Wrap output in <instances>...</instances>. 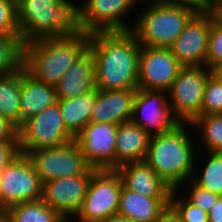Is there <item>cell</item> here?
Masks as SVG:
<instances>
[{"instance_id": "cell-1", "label": "cell", "mask_w": 222, "mask_h": 222, "mask_svg": "<svg viewBox=\"0 0 222 222\" xmlns=\"http://www.w3.org/2000/svg\"><path fill=\"white\" fill-rule=\"evenodd\" d=\"M88 48L97 90L138 89L141 44L130 30L91 33Z\"/></svg>"}, {"instance_id": "cell-2", "label": "cell", "mask_w": 222, "mask_h": 222, "mask_svg": "<svg viewBox=\"0 0 222 222\" xmlns=\"http://www.w3.org/2000/svg\"><path fill=\"white\" fill-rule=\"evenodd\" d=\"M16 10L19 32L27 42L85 33L80 5L69 0H19Z\"/></svg>"}, {"instance_id": "cell-3", "label": "cell", "mask_w": 222, "mask_h": 222, "mask_svg": "<svg viewBox=\"0 0 222 222\" xmlns=\"http://www.w3.org/2000/svg\"><path fill=\"white\" fill-rule=\"evenodd\" d=\"M187 125L179 123L167 132L151 136L144 160L173 190L180 189L187 180L190 183L197 174L194 172L196 151L185 129Z\"/></svg>"}, {"instance_id": "cell-4", "label": "cell", "mask_w": 222, "mask_h": 222, "mask_svg": "<svg viewBox=\"0 0 222 222\" xmlns=\"http://www.w3.org/2000/svg\"><path fill=\"white\" fill-rule=\"evenodd\" d=\"M89 34L40 38L27 42L25 71L36 80L56 86L87 49Z\"/></svg>"}, {"instance_id": "cell-5", "label": "cell", "mask_w": 222, "mask_h": 222, "mask_svg": "<svg viewBox=\"0 0 222 222\" xmlns=\"http://www.w3.org/2000/svg\"><path fill=\"white\" fill-rule=\"evenodd\" d=\"M151 1L130 31L141 46L169 48L198 9L188 4Z\"/></svg>"}, {"instance_id": "cell-6", "label": "cell", "mask_w": 222, "mask_h": 222, "mask_svg": "<svg viewBox=\"0 0 222 222\" xmlns=\"http://www.w3.org/2000/svg\"><path fill=\"white\" fill-rule=\"evenodd\" d=\"M122 188V180L116 169H93L84 202L73 220L103 222L117 214Z\"/></svg>"}, {"instance_id": "cell-7", "label": "cell", "mask_w": 222, "mask_h": 222, "mask_svg": "<svg viewBox=\"0 0 222 222\" xmlns=\"http://www.w3.org/2000/svg\"><path fill=\"white\" fill-rule=\"evenodd\" d=\"M212 73L207 66L182 67L178 72L167 96L180 123H192L201 116L205 85Z\"/></svg>"}, {"instance_id": "cell-8", "label": "cell", "mask_w": 222, "mask_h": 222, "mask_svg": "<svg viewBox=\"0 0 222 222\" xmlns=\"http://www.w3.org/2000/svg\"><path fill=\"white\" fill-rule=\"evenodd\" d=\"M75 140L67 130L58 101L29 118L19 128L20 151L60 147Z\"/></svg>"}, {"instance_id": "cell-9", "label": "cell", "mask_w": 222, "mask_h": 222, "mask_svg": "<svg viewBox=\"0 0 222 222\" xmlns=\"http://www.w3.org/2000/svg\"><path fill=\"white\" fill-rule=\"evenodd\" d=\"M42 183L53 179L86 175L92 167L74 140L60 147L26 151Z\"/></svg>"}, {"instance_id": "cell-10", "label": "cell", "mask_w": 222, "mask_h": 222, "mask_svg": "<svg viewBox=\"0 0 222 222\" xmlns=\"http://www.w3.org/2000/svg\"><path fill=\"white\" fill-rule=\"evenodd\" d=\"M43 183L25 154L0 172L1 208L42 199Z\"/></svg>"}, {"instance_id": "cell-11", "label": "cell", "mask_w": 222, "mask_h": 222, "mask_svg": "<svg viewBox=\"0 0 222 222\" xmlns=\"http://www.w3.org/2000/svg\"><path fill=\"white\" fill-rule=\"evenodd\" d=\"M182 67L170 48L141 46L138 89L168 92Z\"/></svg>"}, {"instance_id": "cell-12", "label": "cell", "mask_w": 222, "mask_h": 222, "mask_svg": "<svg viewBox=\"0 0 222 222\" xmlns=\"http://www.w3.org/2000/svg\"><path fill=\"white\" fill-rule=\"evenodd\" d=\"M166 95L168 93L165 91L145 89L136 91L131 121L150 136L167 132L180 123L174 117Z\"/></svg>"}, {"instance_id": "cell-13", "label": "cell", "mask_w": 222, "mask_h": 222, "mask_svg": "<svg viewBox=\"0 0 222 222\" xmlns=\"http://www.w3.org/2000/svg\"><path fill=\"white\" fill-rule=\"evenodd\" d=\"M211 12L197 11L169 47L183 67L206 66Z\"/></svg>"}, {"instance_id": "cell-14", "label": "cell", "mask_w": 222, "mask_h": 222, "mask_svg": "<svg viewBox=\"0 0 222 222\" xmlns=\"http://www.w3.org/2000/svg\"><path fill=\"white\" fill-rule=\"evenodd\" d=\"M92 175L93 168L86 175L62 177L43 183L42 200L65 220L73 219L82 207Z\"/></svg>"}, {"instance_id": "cell-15", "label": "cell", "mask_w": 222, "mask_h": 222, "mask_svg": "<svg viewBox=\"0 0 222 222\" xmlns=\"http://www.w3.org/2000/svg\"><path fill=\"white\" fill-rule=\"evenodd\" d=\"M137 1L139 0H86L80 5L84 31L91 34L131 30L133 25L128 26L123 16L129 14L128 11L132 10Z\"/></svg>"}, {"instance_id": "cell-16", "label": "cell", "mask_w": 222, "mask_h": 222, "mask_svg": "<svg viewBox=\"0 0 222 222\" xmlns=\"http://www.w3.org/2000/svg\"><path fill=\"white\" fill-rule=\"evenodd\" d=\"M117 129V124L89 122L75 138L93 169H115Z\"/></svg>"}, {"instance_id": "cell-17", "label": "cell", "mask_w": 222, "mask_h": 222, "mask_svg": "<svg viewBox=\"0 0 222 222\" xmlns=\"http://www.w3.org/2000/svg\"><path fill=\"white\" fill-rule=\"evenodd\" d=\"M137 89L104 91L96 89L90 122L121 124L131 121Z\"/></svg>"}, {"instance_id": "cell-18", "label": "cell", "mask_w": 222, "mask_h": 222, "mask_svg": "<svg viewBox=\"0 0 222 222\" xmlns=\"http://www.w3.org/2000/svg\"><path fill=\"white\" fill-rule=\"evenodd\" d=\"M57 100L72 99L96 90L94 58L88 48L57 83Z\"/></svg>"}, {"instance_id": "cell-19", "label": "cell", "mask_w": 222, "mask_h": 222, "mask_svg": "<svg viewBox=\"0 0 222 222\" xmlns=\"http://www.w3.org/2000/svg\"><path fill=\"white\" fill-rule=\"evenodd\" d=\"M123 186L149 197H170L172 188L143 160L116 169Z\"/></svg>"}, {"instance_id": "cell-20", "label": "cell", "mask_w": 222, "mask_h": 222, "mask_svg": "<svg viewBox=\"0 0 222 222\" xmlns=\"http://www.w3.org/2000/svg\"><path fill=\"white\" fill-rule=\"evenodd\" d=\"M151 136L132 121L118 125L115 145V169L145 160Z\"/></svg>"}, {"instance_id": "cell-21", "label": "cell", "mask_w": 222, "mask_h": 222, "mask_svg": "<svg viewBox=\"0 0 222 222\" xmlns=\"http://www.w3.org/2000/svg\"><path fill=\"white\" fill-rule=\"evenodd\" d=\"M57 102L56 87L33 78L22 71L20 127L29 118Z\"/></svg>"}, {"instance_id": "cell-22", "label": "cell", "mask_w": 222, "mask_h": 222, "mask_svg": "<svg viewBox=\"0 0 222 222\" xmlns=\"http://www.w3.org/2000/svg\"><path fill=\"white\" fill-rule=\"evenodd\" d=\"M168 204L170 197H149L123 186L117 213L133 222H154Z\"/></svg>"}, {"instance_id": "cell-23", "label": "cell", "mask_w": 222, "mask_h": 222, "mask_svg": "<svg viewBox=\"0 0 222 222\" xmlns=\"http://www.w3.org/2000/svg\"><path fill=\"white\" fill-rule=\"evenodd\" d=\"M96 90L72 99L57 100L67 130L76 138L90 122Z\"/></svg>"}, {"instance_id": "cell-24", "label": "cell", "mask_w": 222, "mask_h": 222, "mask_svg": "<svg viewBox=\"0 0 222 222\" xmlns=\"http://www.w3.org/2000/svg\"><path fill=\"white\" fill-rule=\"evenodd\" d=\"M27 41L20 32L0 36V78L25 70Z\"/></svg>"}, {"instance_id": "cell-25", "label": "cell", "mask_w": 222, "mask_h": 222, "mask_svg": "<svg viewBox=\"0 0 222 222\" xmlns=\"http://www.w3.org/2000/svg\"><path fill=\"white\" fill-rule=\"evenodd\" d=\"M22 71L0 78V115L20 128Z\"/></svg>"}, {"instance_id": "cell-26", "label": "cell", "mask_w": 222, "mask_h": 222, "mask_svg": "<svg viewBox=\"0 0 222 222\" xmlns=\"http://www.w3.org/2000/svg\"><path fill=\"white\" fill-rule=\"evenodd\" d=\"M12 222H65L42 199L18 203L5 210Z\"/></svg>"}, {"instance_id": "cell-27", "label": "cell", "mask_w": 222, "mask_h": 222, "mask_svg": "<svg viewBox=\"0 0 222 222\" xmlns=\"http://www.w3.org/2000/svg\"><path fill=\"white\" fill-rule=\"evenodd\" d=\"M200 131L203 145L207 148V152L222 153V113L201 115L197 117L187 127Z\"/></svg>"}, {"instance_id": "cell-28", "label": "cell", "mask_w": 222, "mask_h": 222, "mask_svg": "<svg viewBox=\"0 0 222 222\" xmlns=\"http://www.w3.org/2000/svg\"><path fill=\"white\" fill-rule=\"evenodd\" d=\"M208 158L199 176H192V181L212 193L222 196V153L207 152Z\"/></svg>"}, {"instance_id": "cell-29", "label": "cell", "mask_w": 222, "mask_h": 222, "mask_svg": "<svg viewBox=\"0 0 222 222\" xmlns=\"http://www.w3.org/2000/svg\"><path fill=\"white\" fill-rule=\"evenodd\" d=\"M206 66L214 73L222 68V23L211 12V30L208 36Z\"/></svg>"}, {"instance_id": "cell-30", "label": "cell", "mask_w": 222, "mask_h": 222, "mask_svg": "<svg viewBox=\"0 0 222 222\" xmlns=\"http://www.w3.org/2000/svg\"><path fill=\"white\" fill-rule=\"evenodd\" d=\"M218 113H222V81L212 73L205 85L201 115Z\"/></svg>"}, {"instance_id": "cell-31", "label": "cell", "mask_w": 222, "mask_h": 222, "mask_svg": "<svg viewBox=\"0 0 222 222\" xmlns=\"http://www.w3.org/2000/svg\"><path fill=\"white\" fill-rule=\"evenodd\" d=\"M178 189H174L170 195V204L180 214L182 222H209L208 213L198 206L192 204L186 197L181 199L176 194Z\"/></svg>"}, {"instance_id": "cell-32", "label": "cell", "mask_w": 222, "mask_h": 222, "mask_svg": "<svg viewBox=\"0 0 222 222\" xmlns=\"http://www.w3.org/2000/svg\"><path fill=\"white\" fill-rule=\"evenodd\" d=\"M19 32L16 2L0 0V36Z\"/></svg>"}, {"instance_id": "cell-33", "label": "cell", "mask_w": 222, "mask_h": 222, "mask_svg": "<svg viewBox=\"0 0 222 222\" xmlns=\"http://www.w3.org/2000/svg\"><path fill=\"white\" fill-rule=\"evenodd\" d=\"M192 186H190V193L188 192V196L185 197L195 206H198L202 210L207 213L210 209L215 205L220 195L216 193H212L208 190L202 189L198 185H196L192 180H190Z\"/></svg>"}, {"instance_id": "cell-34", "label": "cell", "mask_w": 222, "mask_h": 222, "mask_svg": "<svg viewBox=\"0 0 222 222\" xmlns=\"http://www.w3.org/2000/svg\"><path fill=\"white\" fill-rule=\"evenodd\" d=\"M21 154L19 141L0 142V172Z\"/></svg>"}, {"instance_id": "cell-35", "label": "cell", "mask_w": 222, "mask_h": 222, "mask_svg": "<svg viewBox=\"0 0 222 222\" xmlns=\"http://www.w3.org/2000/svg\"><path fill=\"white\" fill-rule=\"evenodd\" d=\"M19 141V128L0 115V142Z\"/></svg>"}, {"instance_id": "cell-36", "label": "cell", "mask_w": 222, "mask_h": 222, "mask_svg": "<svg viewBox=\"0 0 222 222\" xmlns=\"http://www.w3.org/2000/svg\"><path fill=\"white\" fill-rule=\"evenodd\" d=\"M154 222H182L180 214L168 204Z\"/></svg>"}, {"instance_id": "cell-37", "label": "cell", "mask_w": 222, "mask_h": 222, "mask_svg": "<svg viewBox=\"0 0 222 222\" xmlns=\"http://www.w3.org/2000/svg\"><path fill=\"white\" fill-rule=\"evenodd\" d=\"M209 222H222V196L208 212Z\"/></svg>"}, {"instance_id": "cell-38", "label": "cell", "mask_w": 222, "mask_h": 222, "mask_svg": "<svg viewBox=\"0 0 222 222\" xmlns=\"http://www.w3.org/2000/svg\"><path fill=\"white\" fill-rule=\"evenodd\" d=\"M222 6V0H200V11L214 12Z\"/></svg>"}, {"instance_id": "cell-39", "label": "cell", "mask_w": 222, "mask_h": 222, "mask_svg": "<svg viewBox=\"0 0 222 222\" xmlns=\"http://www.w3.org/2000/svg\"><path fill=\"white\" fill-rule=\"evenodd\" d=\"M161 2H166V3H182V4H188L200 11V0H158Z\"/></svg>"}, {"instance_id": "cell-40", "label": "cell", "mask_w": 222, "mask_h": 222, "mask_svg": "<svg viewBox=\"0 0 222 222\" xmlns=\"http://www.w3.org/2000/svg\"><path fill=\"white\" fill-rule=\"evenodd\" d=\"M103 222H133V221L130 220L128 217L119 215L117 213V214L111 215L108 219H106Z\"/></svg>"}, {"instance_id": "cell-41", "label": "cell", "mask_w": 222, "mask_h": 222, "mask_svg": "<svg viewBox=\"0 0 222 222\" xmlns=\"http://www.w3.org/2000/svg\"><path fill=\"white\" fill-rule=\"evenodd\" d=\"M213 13L214 16L222 23V6L218 7Z\"/></svg>"}, {"instance_id": "cell-42", "label": "cell", "mask_w": 222, "mask_h": 222, "mask_svg": "<svg viewBox=\"0 0 222 222\" xmlns=\"http://www.w3.org/2000/svg\"><path fill=\"white\" fill-rule=\"evenodd\" d=\"M0 222H12L6 212L0 213Z\"/></svg>"}, {"instance_id": "cell-43", "label": "cell", "mask_w": 222, "mask_h": 222, "mask_svg": "<svg viewBox=\"0 0 222 222\" xmlns=\"http://www.w3.org/2000/svg\"><path fill=\"white\" fill-rule=\"evenodd\" d=\"M214 73H215V74L219 77V79L222 81V68L217 69Z\"/></svg>"}, {"instance_id": "cell-44", "label": "cell", "mask_w": 222, "mask_h": 222, "mask_svg": "<svg viewBox=\"0 0 222 222\" xmlns=\"http://www.w3.org/2000/svg\"><path fill=\"white\" fill-rule=\"evenodd\" d=\"M5 212L2 208H1V191H0V213Z\"/></svg>"}]
</instances>
